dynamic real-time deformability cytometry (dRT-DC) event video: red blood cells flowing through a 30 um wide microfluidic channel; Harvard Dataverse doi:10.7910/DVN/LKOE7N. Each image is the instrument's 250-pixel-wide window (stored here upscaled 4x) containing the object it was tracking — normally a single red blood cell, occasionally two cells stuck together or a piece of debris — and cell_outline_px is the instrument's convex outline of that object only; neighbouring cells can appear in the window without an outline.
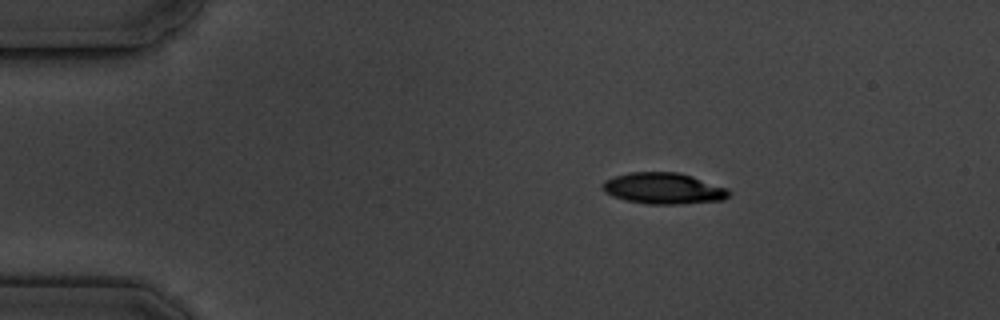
{"species": "common noctule bat (a hibernating species)", "species_latin": "Nyctalus noctula", "temperature_condition": "cold", "stored_images_in_passage": 3, "camera_frame_rate_fps": 3000, "um_per_image_px": 0.085, "animal": {"sex": "male", "body_mass_g": 19.5, "forearm_length_mm": 54.6}, "frame": {"image": 1, "passage_image": 1, "time_ms": 0.0, "image_size_px": [1000, 320], "cell_outline_px": [[732, 192], [724, 200], [680, 204], [648, 204], [628, 200], [604, 192], [604, 180], [628, 172], [676, 172], [692, 176], [728, 188]], "centroid_in_image_um": [56.46, 16.01], "position_along_channel_um": 28.5, "area_um2": 22.77}}